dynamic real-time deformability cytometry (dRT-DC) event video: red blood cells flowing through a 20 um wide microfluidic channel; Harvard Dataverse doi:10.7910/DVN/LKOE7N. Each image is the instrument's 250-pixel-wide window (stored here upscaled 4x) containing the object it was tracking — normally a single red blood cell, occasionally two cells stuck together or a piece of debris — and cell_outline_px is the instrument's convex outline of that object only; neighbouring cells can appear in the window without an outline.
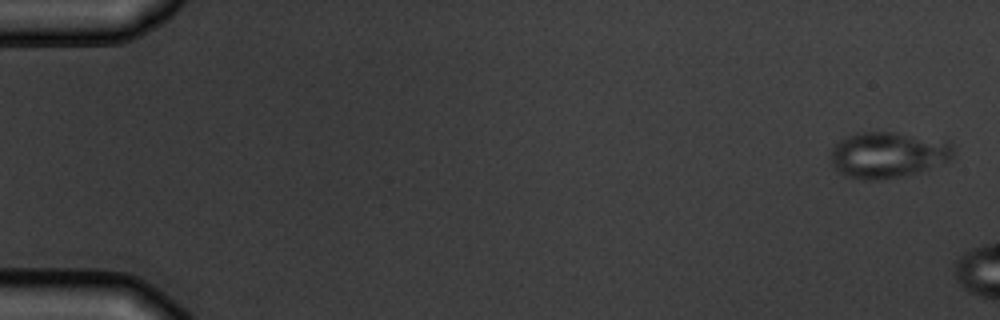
{"species": "common noctule bat (a hibernating species)", "species_latin": "Nyctalus noctula", "temperature_condition": "warm", "stored_images_in_passage": 3, "camera_frame_rate_fps": 3000, "um_per_image_px": 0.085, "animal": {"sex": "male", "body_mass_g": 19.5, "forearm_length_mm": 54.6}, "frame": {"image": 1, "passage_image": 1, "time_ms": 0.0, "image_size_px": [1000, 320], "cell_outline_px": [[952, 156], [948, 160], [920, 172], [908, 176], [880, 180], [860, 180], [844, 176], [836, 172], [832, 160], [832, 148], [840, 140], [856, 132], [892, 132], [948, 140], [952, 144]], "centroid_in_image_um": [75.46, 13.18], "position_along_channel_um": 9.5, "area_um2": 33.18}}